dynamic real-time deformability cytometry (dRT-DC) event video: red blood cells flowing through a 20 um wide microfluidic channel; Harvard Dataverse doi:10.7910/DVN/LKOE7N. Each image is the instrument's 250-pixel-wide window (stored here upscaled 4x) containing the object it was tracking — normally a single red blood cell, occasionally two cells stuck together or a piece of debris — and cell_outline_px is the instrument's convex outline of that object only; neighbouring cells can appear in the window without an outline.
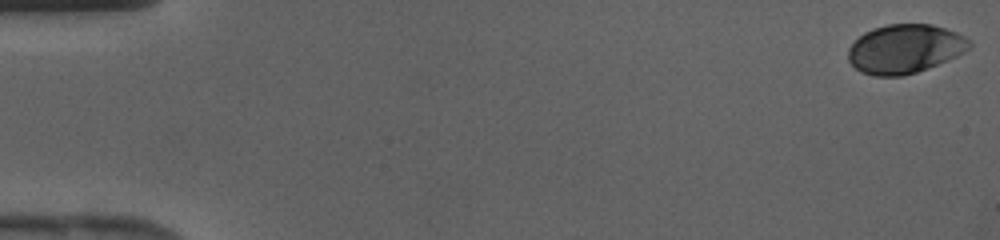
{"species": "human", "species_latin": "Homo sapiens", "temperature_condition": "cold", "stored_images_in_passage": 43, "camera_frame_rate_fps": 3000, "um_per_image_px": 0.085, "donor": {"sex": "female"}, "frame": {"image": 1, "passage_image": 1, "time_ms": 0.0, "image_size_px": [1000, 240], "cell_outline_px": [[972, 44], [964, 52], [956, 56], [928, 68], [916, 72], [900, 76], [872, 76], [860, 72], [848, 60], [848, 48], [864, 32], [872, 28], [888, 24], [932, 24], [956, 32], [964, 36]], "centroid_in_image_um": [76.89, 4.15], "position_along_channel_um": 8.1, "area_um2": 34.45}}
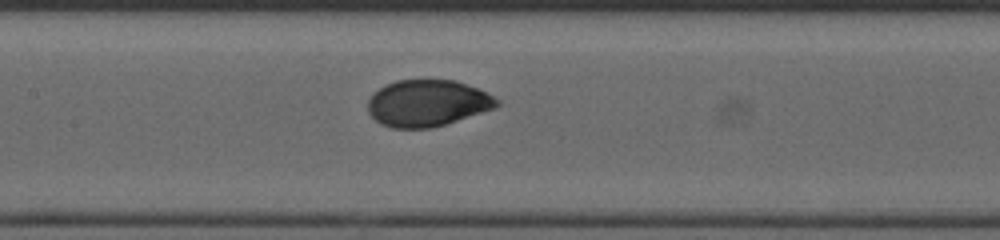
{"frame": {"image": 2, "passage_image": 21, "time_ms": 6.667, "image_size_px": [1000, 240], "cell_outline_px": [[500, 104], [496, 108], [432, 128], [392, 128], [380, 124], [368, 112], [368, 100], [372, 92], [396, 80], [456, 80], [476, 88], [500, 100]], "centroid_in_image_um": [36.31, 8.77], "position_along_channel_um": 171.1, "area_um2": 34.97}}
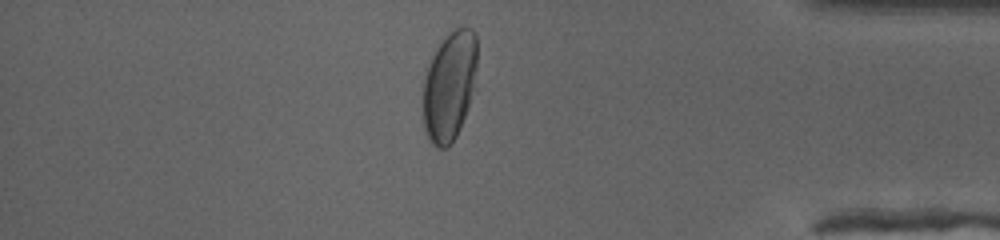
{"frame": {"image": 3, "passage_image": 37, "time_ms": 12.0, "image_size_px": [1000, 240], "cell_outline_px": [[476, 88], [460, 128], [452, 144], [448, 148], [436, 148], [428, 140], [424, 128], [424, 80], [432, 56], [436, 48], [448, 32], [456, 28], [472, 28], [476, 36]], "centroid_in_image_um": [38.23, 7.34], "position_along_channel_um": 397.0, "area_um2": 34.8}}